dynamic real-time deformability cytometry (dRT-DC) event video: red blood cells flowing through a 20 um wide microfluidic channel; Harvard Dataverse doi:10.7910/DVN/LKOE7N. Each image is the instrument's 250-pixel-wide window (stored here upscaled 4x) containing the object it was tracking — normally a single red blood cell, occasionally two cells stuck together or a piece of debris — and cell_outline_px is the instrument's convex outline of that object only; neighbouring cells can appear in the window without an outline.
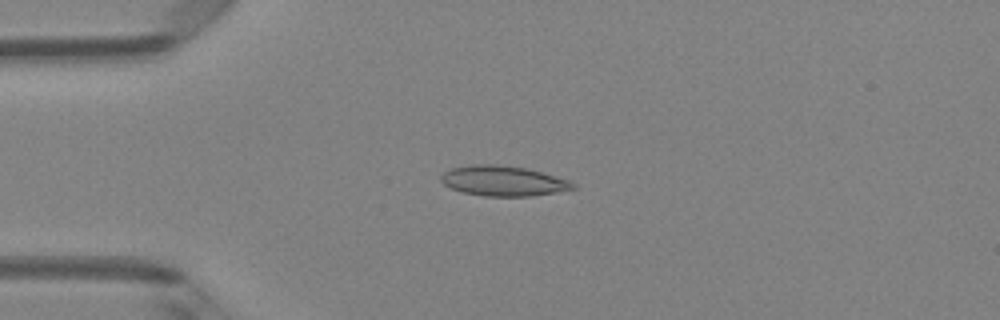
{"species": "Egyptian fruit bat (a non-hibernating species)", "species_latin": "Rousettus aegyptiacus", "temperature_condition": "room temperature", "stored_images_in_passage": 5, "camera_frame_rate_fps": 3000, "um_per_image_px": 0.085, "animal": {"sex": "female"}, "frame": {"image": 1, "passage_image": 3, "time_ms": 0.667, "image_size_px": [1000, 320], "cell_outline_px": [[576, 188], [556, 192], [532, 196], [484, 196], [464, 192], [452, 188], [444, 184], [440, 180], [440, 176], [444, 172], [452, 168], [472, 164], [496, 164], [528, 168], [568, 180], [576, 184]], "centroid_in_image_um": [42.77, 15.37], "position_along_channel_um": 42.2, "area_um2": 23.12}}
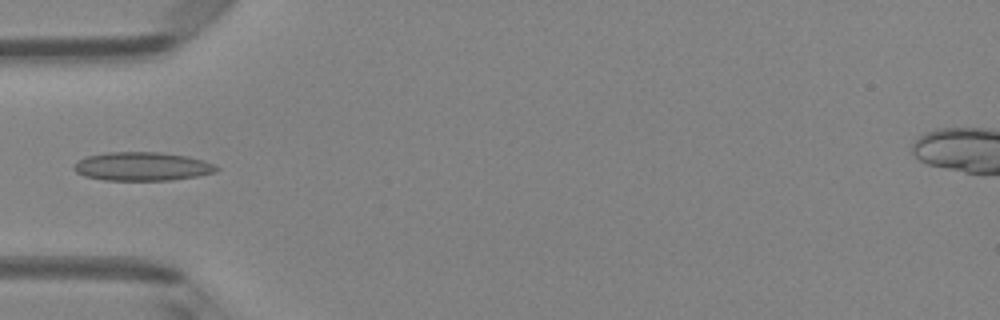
{"frame": {"image": 2, "passage_image": 4, "time_ms": 1.0, "image_size_px": [1000, 320], "cell_outline_px": [[220, 168], [216, 172], [196, 176], [172, 180], [104, 180], [84, 176], [76, 172], [72, 168], [72, 164], [76, 160], [84, 156], [108, 152], [160, 152], [188, 156], [204, 160]], "centroid_in_image_um": [12.03, 14.14], "position_along_channel_um": 73.0, "area_um2": 24.04}}
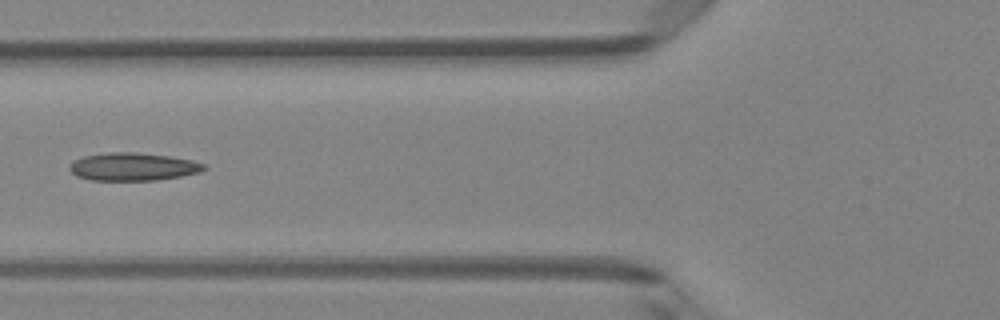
{"frame": {"image": 3, "passage_image": 5, "time_ms": 1.333, "image_size_px": [1000, 320], "cell_outline_px": [[208, 168], [200, 172], [180, 176], [156, 180], [92, 180], [76, 176], [68, 168], [76, 160], [84, 156], [108, 152], [136, 152], [168, 156], [192, 160], [208, 164]], "centroid_in_image_um": [11.35, 14.17], "position_along_channel_um": 114.4, "area_um2": 21.79}}